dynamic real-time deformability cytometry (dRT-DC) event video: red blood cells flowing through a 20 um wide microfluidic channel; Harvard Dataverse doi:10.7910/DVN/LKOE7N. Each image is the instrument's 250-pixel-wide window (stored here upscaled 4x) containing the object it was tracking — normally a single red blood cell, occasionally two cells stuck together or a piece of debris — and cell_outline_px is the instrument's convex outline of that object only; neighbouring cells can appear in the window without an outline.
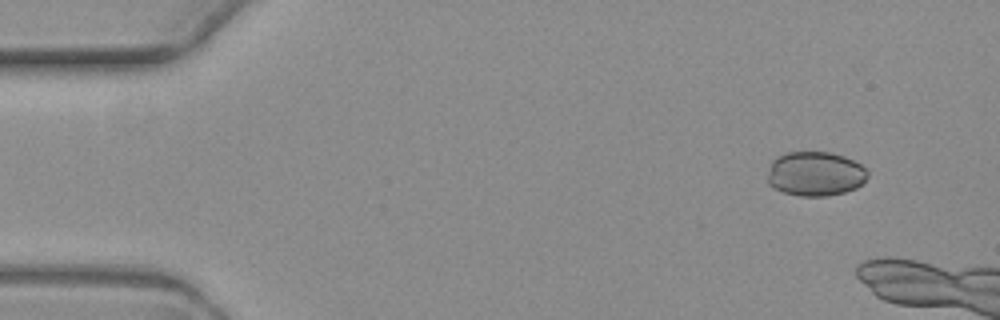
{"species": "common noctule bat (a hibernating species)", "species_latin": "Nyctalus noctula", "temperature_condition": "warm", "stored_images_in_passage": 5, "camera_frame_rate_fps": 3000, "um_per_image_px": 0.085, "animal": {"sex": "female", "body_mass_g": 19.3, "forearm_length_mm": 54.1}, "frame": {"image": 1, "passage_image": 1, "time_ms": 0.0, "image_size_px": [1000, 320], "cell_outline_px": [[868, 176], [856, 188], [844, 192], [824, 196], [800, 196], [784, 192], [768, 184], [768, 172], [772, 160], [776, 156], [788, 152], [828, 152], [844, 156], [860, 164], [868, 172]], "centroid_in_image_um": [69.28, 14.76], "position_along_channel_um": 15.7, "area_um2": 25.78}}
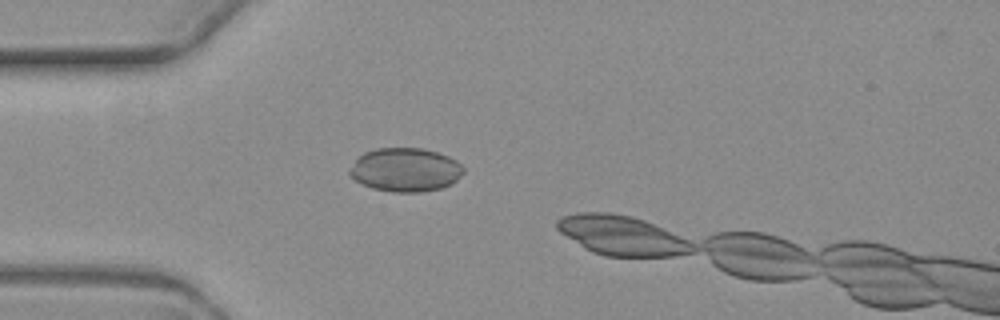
{"frame": {"image": 2, "passage_image": 4, "time_ms": 3.667, "image_size_px": [1000, 320], "cell_outline_px": [[464, 172], [452, 184], [440, 188], [420, 192], [392, 192], [372, 188], [356, 180], [348, 172], [356, 160], [364, 152], [376, 148], [424, 148], [448, 156], [456, 160], [464, 168]], "centroid_in_image_um": [34.48, 14.43], "position_along_channel_um": 50.5, "area_um2": 28.84}}